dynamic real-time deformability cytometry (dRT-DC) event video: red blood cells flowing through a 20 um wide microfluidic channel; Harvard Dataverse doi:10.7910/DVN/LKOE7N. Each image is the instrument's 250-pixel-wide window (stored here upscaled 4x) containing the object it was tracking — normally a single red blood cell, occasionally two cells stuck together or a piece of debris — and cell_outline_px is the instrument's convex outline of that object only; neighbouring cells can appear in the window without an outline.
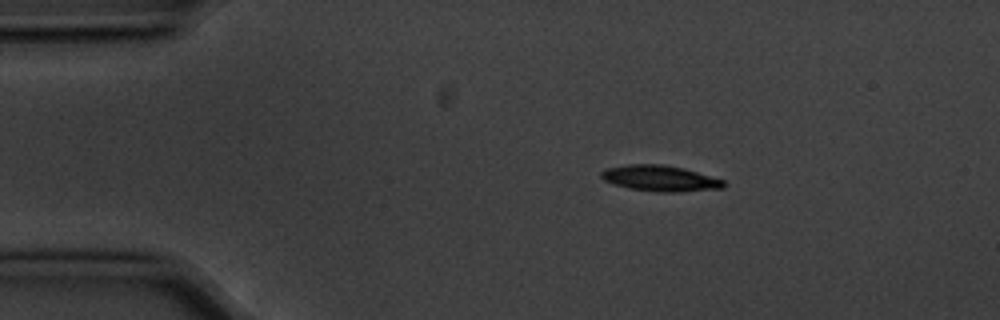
{"species": "common noctule bat (a hibernating species)", "species_latin": "Nyctalus noctula", "temperature_condition": "cold", "stored_images_in_passage": 9, "camera_frame_rate_fps": 3000, "um_per_image_px": 0.085, "animal": {"sex": "male", "body_mass_g": 20.1, "forearm_length_mm": 53.5}, "frame": {"image": 1, "passage_image": 1, "time_ms": 0.0, "image_size_px": [1000, 320], "cell_outline_px": [[724, 188], [680, 192], [656, 192], [628, 188], [612, 184], [604, 180], [600, 176], [600, 172], [604, 168], [628, 164], [664, 164], [696, 172], [724, 180]], "centroid_in_image_um": [56.05, 15.16], "position_along_channel_um": 29.0, "area_um2": 18.5}}
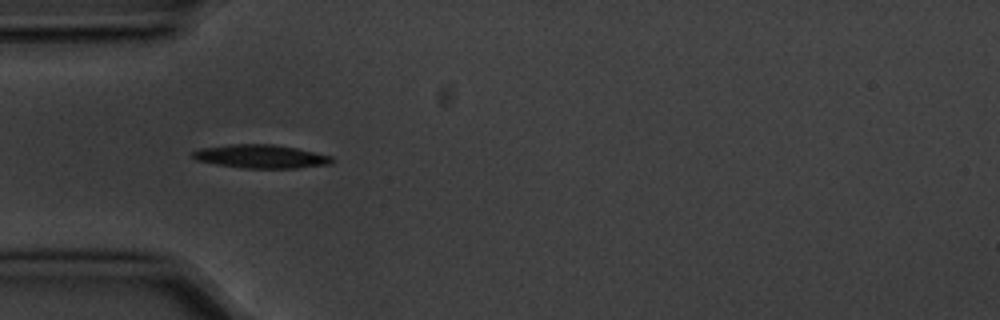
{"frame": {"image": 2, "passage_image": 3, "time_ms": 0.667, "image_size_px": [1000, 320], "cell_outline_px": [[332, 164], [296, 168], [240, 168], [216, 164], [196, 160], [192, 156], [192, 152], [200, 148], [232, 144], [272, 144], [296, 148], [332, 156]], "centroid_in_image_um": [22.16, 13.3], "position_along_channel_um": 62.8, "area_um2": 19.02}}
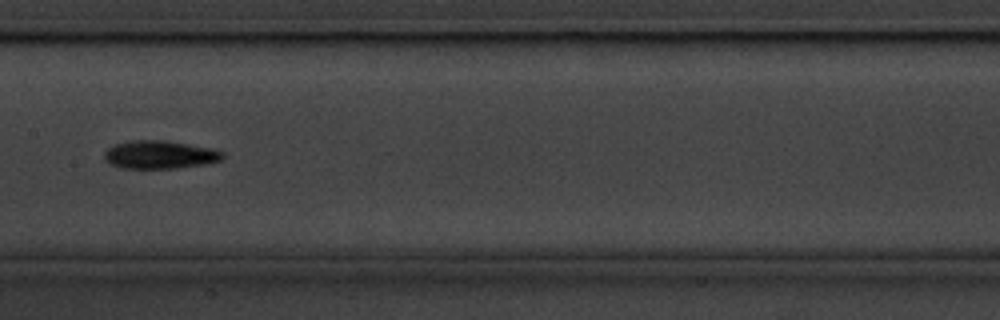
{"frame": {"image": 3, "passage_image": 6, "time_ms": 1.667, "image_size_px": [1000, 320], "cell_outline_px": [[224, 156], [220, 160], [208, 164], [176, 168], [120, 168], [104, 160], [104, 152], [108, 148], [116, 144], [132, 140], [164, 140], [212, 148], [224, 152]], "centroid_in_image_um": [13.59, 13.15], "position_along_channel_um": 193.8, "area_um2": 19.42}}